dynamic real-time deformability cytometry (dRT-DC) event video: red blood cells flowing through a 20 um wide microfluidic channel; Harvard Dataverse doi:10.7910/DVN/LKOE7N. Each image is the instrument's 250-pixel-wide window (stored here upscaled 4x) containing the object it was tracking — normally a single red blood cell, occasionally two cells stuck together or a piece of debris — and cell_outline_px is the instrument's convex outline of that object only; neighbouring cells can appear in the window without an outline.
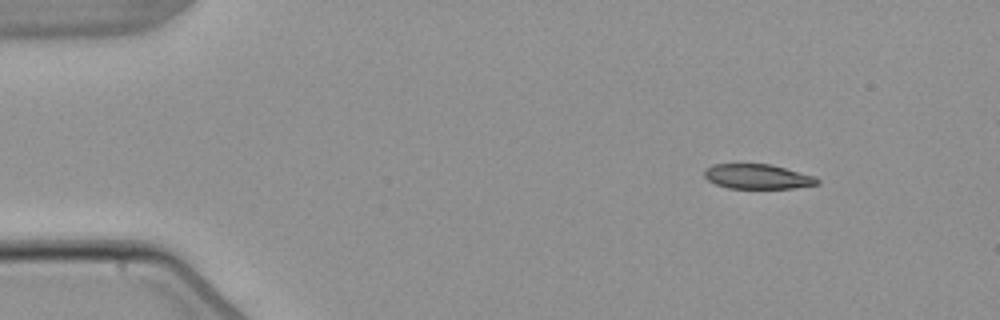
{"species": "common noctule bat (a hibernating species)", "species_latin": "Nyctalus noctula", "temperature_condition": "warm", "stored_images_in_passage": 4, "camera_frame_rate_fps": 3000, "um_per_image_px": 0.085, "animal": {"sex": "male", "body_mass_g": 21.5, "forearm_length_mm": 52.0}, "frame": {"image": 1, "passage_image": 1, "time_ms": 0.0, "image_size_px": [1000, 320], "cell_outline_px": [[820, 184], [792, 188], [728, 188], [716, 184], [708, 180], [704, 176], [704, 172], [712, 164], [772, 164], [816, 176], [820, 180]], "centroid_in_image_um": [64.44, 15.0], "position_along_channel_um": 20.6, "area_um2": 16.36}}